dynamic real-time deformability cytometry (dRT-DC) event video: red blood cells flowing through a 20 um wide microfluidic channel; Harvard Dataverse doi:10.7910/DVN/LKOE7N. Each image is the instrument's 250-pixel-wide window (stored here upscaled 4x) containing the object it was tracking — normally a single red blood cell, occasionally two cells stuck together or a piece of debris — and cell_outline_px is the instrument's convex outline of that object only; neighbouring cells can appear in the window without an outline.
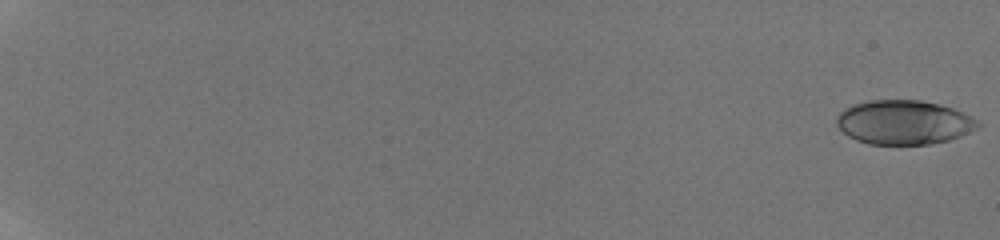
{"species": "human", "species_latin": "Homo sapiens", "temperature_condition": "room temperature", "stored_images_in_passage": 73, "camera_frame_rate_fps": 3000, "um_per_image_px": 0.085, "donor": {"sex": "male"}, "frame": {"image": 1, "passage_image": 1, "time_ms": 0.0, "image_size_px": [1000, 240], "cell_outline_px": [[980, 128], [960, 136], [948, 140], [928, 144], [868, 144], [856, 140], [848, 136], [836, 124], [836, 116], [844, 108], [868, 100], [920, 100], [940, 104], [952, 108], [976, 120], [980, 124]], "centroid_in_image_um": [76.8, 10.4], "position_along_channel_um": 8.2, "area_um2": 36.24}}
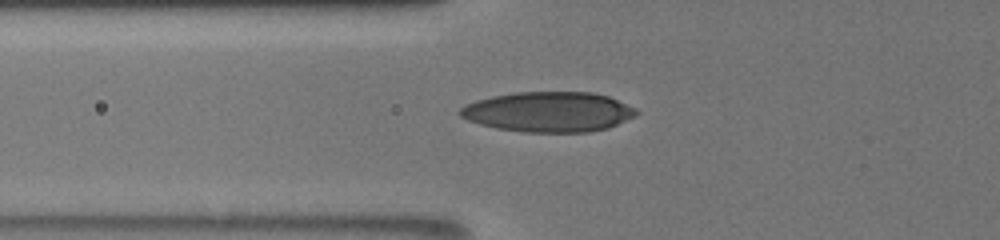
{"frame": {"image": 2, "passage_image": 32, "time_ms": 8.333, "image_size_px": [1000, 240], "cell_outline_px": [[640, 112], [636, 116], [608, 128], [588, 132], [524, 132], [496, 128], [480, 124], [468, 120], [460, 116], [456, 112], [464, 104], [476, 100], [492, 96], [516, 92], [592, 92], [608, 96], [636, 108]], "centroid_in_image_um": [46.62, 9.5], "position_along_channel_um": 79.2, "area_um2": 41.44}}
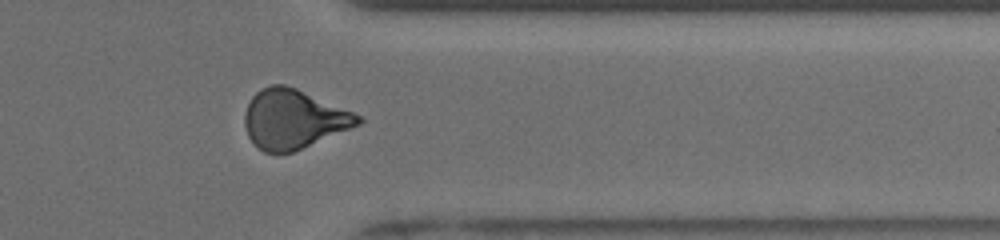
{"frame": {"image": 3, "passage_image": 59, "time_ms": 16.333, "image_size_px": [1000, 240], "cell_outline_px": [[364, 120], [360, 124], [292, 152], [264, 152], [248, 136], [244, 124], [244, 116], [248, 104], [252, 96], [260, 88], [272, 84], [284, 84], [296, 88], [352, 112], [360, 116]], "centroid_in_image_um": [24.92, 10.1], "position_along_channel_um": 386.5, "area_um2": 38.44}, "authors_computed_cell_mechanics": {"area_um2": 37.5122, "velocity_mm_per_s": 3.8821, "shape_relaxation_time_tau1_ms": 8.6633, "shape_relaxation_time_tau2_ms": 2.0066, "deformation_change_tau1": 0.2006, "deformation_change_tau2": 0.0905}}